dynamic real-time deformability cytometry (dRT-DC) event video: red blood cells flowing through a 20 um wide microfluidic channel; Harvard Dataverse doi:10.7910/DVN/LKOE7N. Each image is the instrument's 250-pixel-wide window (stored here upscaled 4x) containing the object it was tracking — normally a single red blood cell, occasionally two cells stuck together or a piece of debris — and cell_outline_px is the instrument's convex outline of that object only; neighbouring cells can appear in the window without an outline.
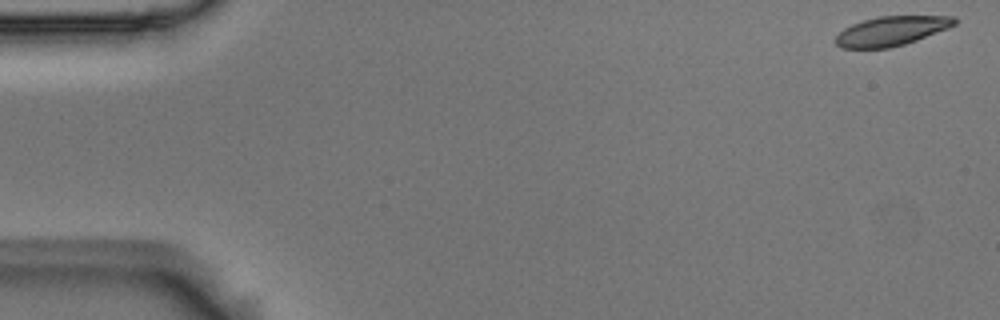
{"species": "Egyptian fruit bat (a non-hibernating species)", "species_latin": "Rousettus aegyptiacus", "temperature_condition": "room temperature", "stored_images_in_passage": 53, "camera_frame_rate_fps": 3000, "um_per_image_px": 0.085, "animal": {"sex": "male"}, "frame": {"image": 1, "passage_image": 1, "time_ms": 0.0, "image_size_px": [1000, 320], "cell_outline_px": [[956, 24], [948, 28], [916, 40], [904, 44], [888, 48], [840, 48], [836, 44], [836, 36], [844, 28], [852, 24], [864, 20], [880, 16], [956, 16]], "centroid_in_image_um": [75.76, 2.63], "position_along_channel_um": 9.2, "area_um2": 20.17}}
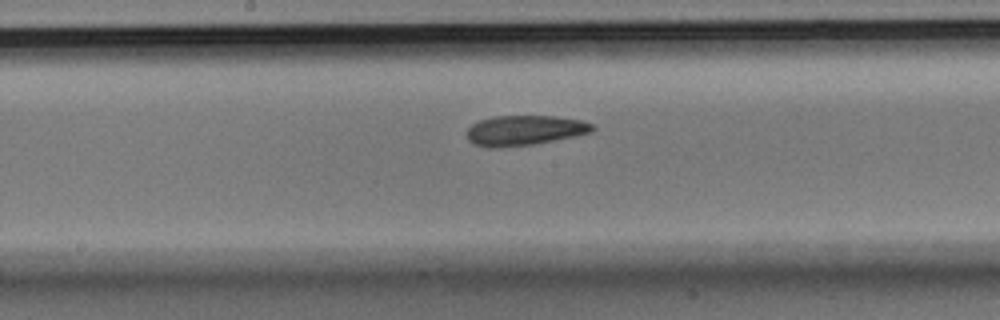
{"frame": {"image": 2, "passage_image": 28, "time_ms": 9.0, "image_size_px": [1000, 320], "cell_outline_px": [[596, 128], [592, 132], [576, 136], [532, 144], [496, 148], [488, 148], [472, 144], [468, 140], [468, 128], [472, 124], [480, 120], [492, 116], [556, 116], [580, 120], [592, 124]], "centroid_in_image_um": [44.58, 11.08], "position_along_channel_um": 203.6, "area_um2": 22.02}}
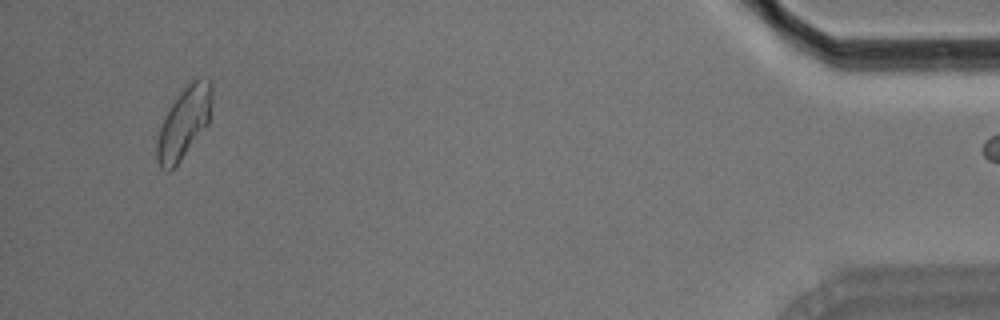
{"frame": {"image": 3, "passage_image": 52, "time_ms": 17.0, "image_size_px": [1000, 320], "cell_outline_px": [[212, 104], [208, 124], [180, 160], [168, 172], [160, 168], [156, 160], [156, 144], [160, 128], [172, 104], [180, 92], [196, 76], [200, 76], [212, 80]], "centroid_in_image_um": [15.66, 10.39], "position_along_channel_um": 419.5, "area_um2": 22.66}}